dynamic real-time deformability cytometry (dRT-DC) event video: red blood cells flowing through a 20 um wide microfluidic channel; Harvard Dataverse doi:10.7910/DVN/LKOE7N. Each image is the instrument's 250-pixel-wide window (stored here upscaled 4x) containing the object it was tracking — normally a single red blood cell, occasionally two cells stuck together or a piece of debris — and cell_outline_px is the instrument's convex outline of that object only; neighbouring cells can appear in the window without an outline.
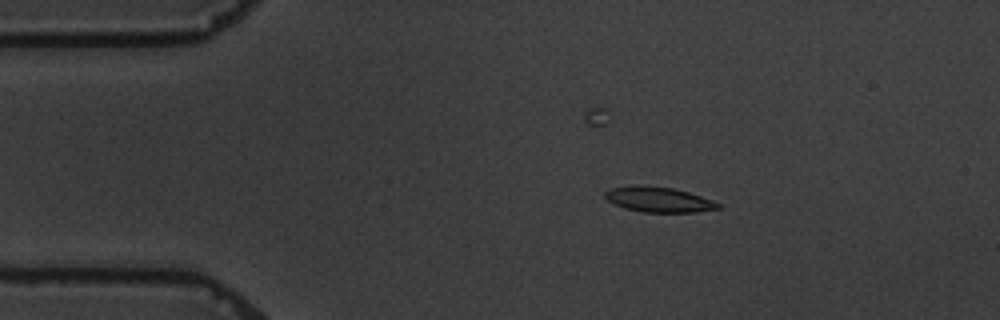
{"species": "common noctule bat (a hibernating species)", "species_latin": "Nyctalus noctula", "temperature_condition": "warm", "stored_images_in_passage": 6, "camera_frame_rate_fps": 3000, "um_per_image_px": 0.085, "animal": {"sex": "male", "body_mass_g": 19.5, "forearm_length_mm": 54.6}, "frame": {"image": 1, "passage_image": 4, "time_ms": 3.667, "image_size_px": [1000, 320], "cell_outline_px": [[720, 208], [696, 212], [644, 212], [624, 208], [608, 200], [604, 196], [604, 192], [608, 188], [636, 184], [640, 184], [672, 188], [688, 192], [712, 200], [720, 204]], "centroid_in_image_um": [55.94, 16.94], "position_along_channel_um": 29.1, "area_um2": 16.65}}